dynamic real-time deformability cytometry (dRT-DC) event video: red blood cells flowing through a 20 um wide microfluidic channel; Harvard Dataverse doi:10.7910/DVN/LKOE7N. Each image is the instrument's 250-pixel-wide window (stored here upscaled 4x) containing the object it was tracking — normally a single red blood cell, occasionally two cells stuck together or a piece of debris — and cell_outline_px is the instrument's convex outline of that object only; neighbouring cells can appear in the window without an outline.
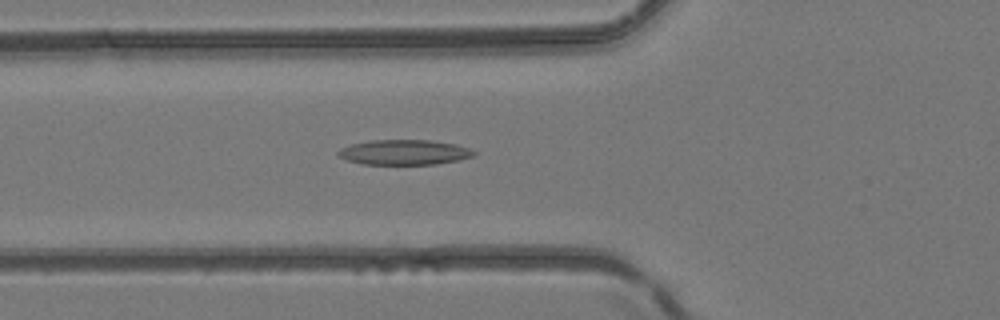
{"species": "common noctule bat (a hibernating species)", "species_latin": "Nyctalus noctula", "temperature_condition": "room temperature", "stored_images_in_passage": 49, "camera_frame_rate_fps": 3000, "um_per_image_px": 0.085, "animal": {"sex": "female", "body_mass_g": 24.6, "forearm_length_mm": 56.2}, "frame": {"image": 1, "passage_image": 19, "time_ms": 6.0, "image_size_px": [1000, 320], "cell_outline_px": [[476, 152], [472, 156], [460, 160], [436, 164], [364, 164], [348, 160], [340, 156], [336, 152], [340, 148], [352, 144], [372, 140], [432, 140], [452, 144], [468, 148]], "centroid_in_image_um": [34.35, 12.94], "position_along_channel_um": 91.4, "area_um2": 19.59}}
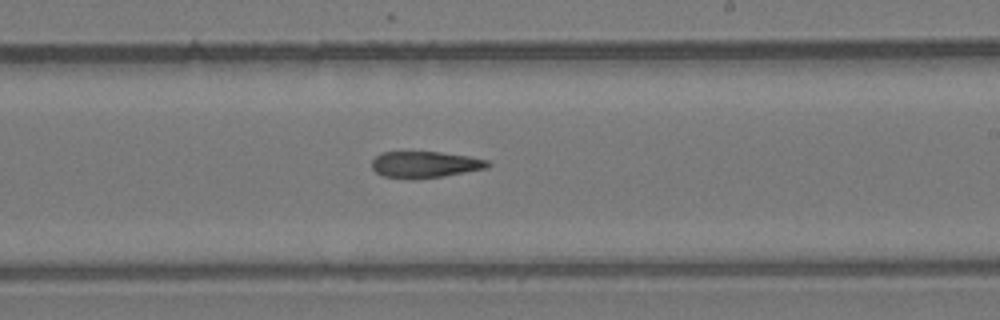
{"frame": {"image": 2, "passage_image": 30, "time_ms": 9.667, "image_size_px": [1000, 320], "cell_outline_px": [[492, 164], [488, 168], [444, 176], [412, 180], [408, 180], [384, 176], [376, 172], [372, 168], [372, 160], [380, 152], [440, 152], [468, 156], [488, 160]], "centroid_in_image_um": [36.13, 14.0], "position_along_channel_um": 252.9, "area_um2": 18.09}}
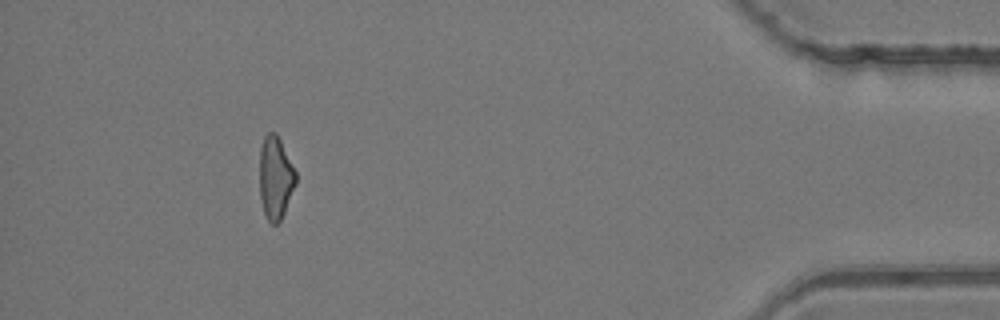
{"frame": {"image": 3, "passage_image": 45, "time_ms": 14.667, "image_size_px": [1000, 320], "cell_outline_px": [[296, 184], [284, 212], [280, 220], [276, 224], [272, 224], [264, 216], [260, 196], [260, 148], [264, 136], [268, 132], [276, 132], [296, 172]], "centroid_in_image_um": [23.4, 15.11], "position_along_channel_um": 411.8, "area_um2": 17.4}}